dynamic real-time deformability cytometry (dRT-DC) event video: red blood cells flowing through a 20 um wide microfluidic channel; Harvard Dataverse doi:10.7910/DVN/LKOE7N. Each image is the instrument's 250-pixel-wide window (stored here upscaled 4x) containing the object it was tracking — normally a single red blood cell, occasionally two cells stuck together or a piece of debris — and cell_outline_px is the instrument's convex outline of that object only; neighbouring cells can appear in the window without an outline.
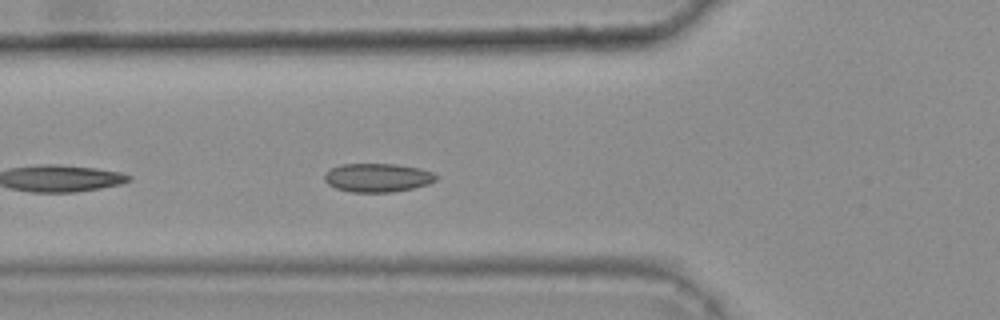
{"species": "common noctule bat (a hibernating species)", "species_latin": "Nyctalus noctula", "temperature_condition": "warm", "stored_images_in_passage": 8, "camera_frame_rate_fps": 3000, "um_per_image_px": 0.085, "animal": {"sex": "female", "body_mass_g": 25.1}, "frame": {"image": 1, "passage_image": 5, "time_ms": 1.333, "image_size_px": [1000, 320], "cell_outline_px": [[440, 176], [436, 180], [428, 184], [412, 188], [392, 192], [352, 192], [336, 188], [328, 184], [324, 180], [324, 172], [340, 164], [396, 164], [420, 168], [432, 172]], "centroid_in_image_um": [32.09, 15.09], "position_along_channel_um": 93.7, "area_um2": 18.73}}